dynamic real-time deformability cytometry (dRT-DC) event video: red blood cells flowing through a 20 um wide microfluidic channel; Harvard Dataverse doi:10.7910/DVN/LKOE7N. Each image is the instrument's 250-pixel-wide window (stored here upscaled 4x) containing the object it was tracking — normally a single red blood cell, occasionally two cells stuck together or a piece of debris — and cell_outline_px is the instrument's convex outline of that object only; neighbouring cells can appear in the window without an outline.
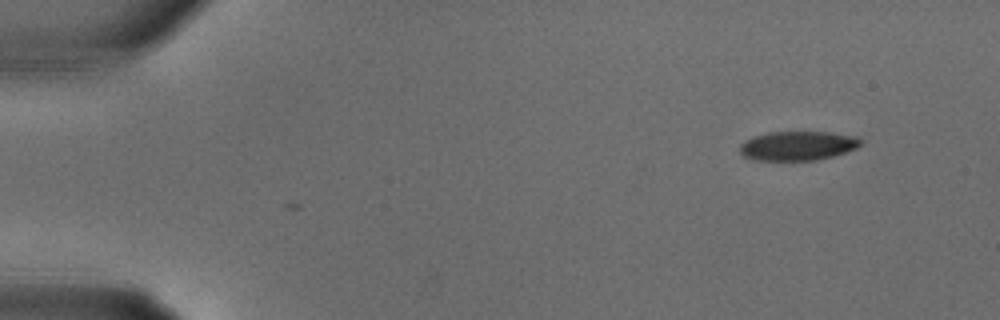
{"species": "common noctule bat (a hibernating species)", "species_latin": "Nyctalus noctula", "temperature_condition": "warm", "stored_images_in_passage": 4, "camera_frame_rate_fps": 3000, "um_per_image_px": 0.085, "animal": {"sex": "male", "body_mass_g": 18.8}, "frame": {"image": 1, "passage_image": 4, "time_ms": 1.0, "image_size_px": [1000, 320], "cell_outline_px": [[860, 144], [856, 148], [832, 156], [816, 160], [752, 160], [744, 156], [740, 152], [740, 144], [744, 140], [752, 136], [768, 132], [828, 132], [856, 136], [860, 140]], "centroid_in_image_um": [67.75, 12.38], "position_along_channel_um": 17.3, "area_um2": 20.52}}